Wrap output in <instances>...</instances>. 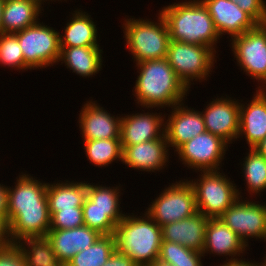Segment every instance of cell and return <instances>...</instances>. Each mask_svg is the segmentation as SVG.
<instances>
[{"label": "cell", "instance_id": "cell-1", "mask_svg": "<svg viewBox=\"0 0 266 266\" xmlns=\"http://www.w3.org/2000/svg\"><path fill=\"white\" fill-rule=\"evenodd\" d=\"M47 185L22 172L14 188H8V222L13 243L47 236L51 223Z\"/></svg>", "mask_w": 266, "mask_h": 266}, {"label": "cell", "instance_id": "cell-2", "mask_svg": "<svg viewBox=\"0 0 266 266\" xmlns=\"http://www.w3.org/2000/svg\"><path fill=\"white\" fill-rule=\"evenodd\" d=\"M136 66L139 76L135 82L134 96L138 105L146 109L172 108L184 101L189 88L177 76L167 58L145 60L136 63Z\"/></svg>", "mask_w": 266, "mask_h": 266}, {"label": "cell", "instance_id": "cell-3", "mask_svg": "<svg viewBox=\"0 0 266 266\" xmlns=\"http://www.w3.org/2000/svg\"><path fill=\"white\" fill-rule=\"evenodd\" d=\"M166 20L170 40L208 46L215 52L220 40L213 19L201 0H190L165 6L160 11Z\"/></svg>", "mask_w": 266, "mask_h": 266}, {"label": "cell", "instance_id": "cell-4", "mask_svg": "<svg viewBox=\"0 0 266 266\" xmlns=\"http://www.w3.org/2000/svg\"><path fill=\"white\" fill-rule=\"evenodd\" d=\"M144 213L140 218L126 213L114 232L116 249L137 266H150L158 260L162 242V227Z\"/></svg>", "mask_w": 266, "mask_h": 266}, {"label": "cell", "instance_id": "cell-5", "mask_svg": "<svg viewBox=\"0 0 266 266\" xmlns=\"http://www.w3.org/2000/svg\"><path fill=\"white\" fill-rule=\"evenodd\" d=\"M158 15L157 22L127 18L123 23L125 44L136 63L167 57L169 29L162 14L159 12Z\"/></svg>", "mask_w": 266, "mask_h": 266}, {"label": "cell", "instance_id": "cell-6", "mask_svg": "<svg viewBox=\"0 0 266 266\" xmlns=\"http://www.w3.org/2000/svg\"><path fill=\"white\" fill-rule=\"evenodd\" d=\"M200 173V179H191L189 182L195 193L197 211L205 217L219 218L239 197H243L225 173L219 170Z\"/></svg>", "mask_w": 266, "mask_h": 266}, {"label": "cell", "instance_id": "cell-7", "mask_svg": "<svg viewBox=\"0 0 266 266\" xmlns=\"http://www.w3.org/2000/svg\"><path fill=\"white\" fill-rule=\"evenodd\" d=\"M215 54L208 46L170 40L166 58L177 76L190 88L191 81H204L211 74L214 61L216 63Z\"/></svg>", "mask_w": 266, "mask_h": 266}, {"label": "cell", "instance_id": "cell-8", "mask_svg": "<svg viewBox=\"0 0 266 266\" xmlns=\"http://www.w3.org/2000/svg\"><path fill=\"white\" fill-rule=\"evenodd\" d=\"M14 34L18 38L25 63L31 69H43L59 62L60 32L52 27L38 20L30 27Z\"/></svg>", "mask_w": 266, "mask_h": 266}, {"label": "cell", "instance_id": "cell-9", "mask_svg": "<svg viewBox=\"0 0 266 266\" xmlns=\"http://www.w3.org/2000/svg\"><path fill=\"white\" fill-rule=\"evenodd\" d=\"M152 202L146 213L160 227L188 218L198 212L195 193L187 179L172 183Z\"/></svg>", "mask_w": 266, "mask_h": 266}, {"label": "cell", "instance_id": "cell-10", "mask_svg": "<svg viewBox=\"0 0 266 266\" xmlns=\"http://www.w3.org/2000/svg\"><path fill=\"white\" fill-rule=\"evenodd\" d=\"M228 143L208 131L197 135L177 150L180 161L188 168L200 171L220 170Z\"/></svg>", "mask_w": 266, "mask_h": 266}, {"label": "cell", "instance_id": "cell-11", "mask_svg": "<svg viewBox=\"0 0 266 266\" xmlns=\"http://www.w3.org/2000/svg\"><path fill=\"white\" fill-rule=\"evenodd\" d=\"M263 204L239 197L219 218L248 247L250 237L266 241V207Z\"/></svg>", "mask_w": 266, "mask_h": 266}, {"label": "cell", "instance_id": "cell-12", "mask_svg": "<svg viewBox=\"0 0 266 266\" xmlns=\"http://www.w3.org/2000/svg\"><path fill=\"white\" fill-rule=\"evenodd\" d=\"M231 41L237 64L251 79L260 82L266 76V24L258 25Z\"/></svg>", "mask_w": 266, "mask_h": 266}, {"label": "cell", "instance_id": "cell-13", "mask_svg": "<svg viewBox=\"0 0 266 266\" xmlns=\"http://www.w3.org/2000/svg\"><path fill=\"white\" fill-rule=\"evenodd\" d=\"M216 98L202 111L206 130L221 137L228 144L237 139L239 133L240 100L231 97ZM204 112V113H203Z\"/></svg>", "mask_w": 266, "mask_h": 266}, {"label": "cell", "instance_id": "cell-14", "mask_svg": "<svg viewBox=\"0 0 266 266\" xmlns=\"http://www.w3.org/2000/svg\"><path fill=\"white\" fill-rule=\"evenodd\" d=\"M213 19L215 28L222 37L224 33L231 39L246 31L255 29L259 24L231 0H201Z\"/></svg>", "mask_w": 266, "mask_h": 266}, {"label": "cell", "instance_id": "cell-15", "mask_svg": "<svg viewBox=\"0 0 266 266\" xmlns=\"http://www.w3.org/2000/svg\"><path fill=\"white\" fill-rule=\"evenodd\" d=\"M171 109L173 111L165 121V135L168 146L175 147V152L181 145L207 130L201 111L188 108L183 102Z\"/></svg>", "mask_w": 266, "mask_h": 266}, {"label": "cell", "instance_id": "cell-16", "mask_svg": "<svg viewBox=\"0 0 266 266\" xmlns=\"http://www.w3.org/2000/svg\"><path fill=\"white\" fill-rule=\"evenodd\" d=\"M121 116H111L97 102L87 101L79 114L82 140L120 139Z\"/></svg>", "mask_w": 266, "mask_h": 266}, {"label": "cell", "instance_id": "cell-17", "mask_svg": "<svg viewBox=\"0 0 266 266\" xmlns=\"http://www.w3.org/2000/svg\"><path fill=\"white\" fill-rule=\"evenodd\" d=\"M149 113L150 112H138L121 117V146L144 143L154 139H159L165 135L164 115L161 116L159 113Z\"/></svg>", "mask_w": 266, "mask_h": 266}, {"label": "cell", "instance_id": "cell-18", "mask_svg": "<svg viewBox=\"0 0 266 266\" xmlns=\"http://www.w3.org/2000/svg\"><path fill=\"white\" fill-rule=\"evenodd\" d=\"M168 150L167 138L164 135L148 142L122 146V160L120 162L133 169L155 172L167 166Z\"/></svg>", "mask_w": 266, "mask_h": 266}, {"label": "cell", "instance_id": "cell-19", "mask_svg": "<svg viewBox=\"0 0 266 266\" xmlns=\"http://www.w3.org/2000/svg\"><path fill=\"white\" fill-rule=\"evenodd\" d=\"M100 236L96 230L84 225L72 229H50L46 237L58 259L66 265L78 252L90 247Z\"/></svg>", "mask_w": 266, "mask_h": 266}, {"label": "cell", "instance_id": "cell-20", "mask_svg": "<svg viewBox=\"0 0 266 266\" xmlns=\"http://www.w3.org/2000/svg\"><path fill=\"white\" fill-rule=\"evenodd\" d=\"M209 217L197 212L193 216L162 226V241L178 243L202 252Z\"/></svg>", "mask_w": 266, "mask_h": 266}, {"label": "cell", "instance_id": "cell-21", "mask_svg": "<svg viewBox=\"0 0 266 266\" xmlns=\"http://www.w3.org/2000/svg\"><path fill=\"white\" fill-rule=\"evenodd\" d=\"M246 138L249 148H254L266 137V92L256 90L247 104L240 103L239 133Z\"/></svg>", "mask_w": 266, "mask_h": 266}, {"label": "cell", "instance_id": "cell-22", "mask_svg": "<svg viewBox=\"0 0 266 266\" xmlns=\"http://www.w3.org/2000/svg\"><path fill=\"white\" fill-rule=\"evenodd\" d=\"M246 244L234 233L220 218H209L205 234V253L224 256H231L228 260L238 259L246 250ZM209 251V252H208ZM236 257V258H234Z\"/></svg>", "mask_w": 266, "mask_h": 266}, {"label": "cell", "instance_id": "cell-23", "mask_svg": "<svg viewBox=\"0 0 266 266\" xmlns=\"http://www.w3.org/2000/svg\"><path fill=\"white\" fill-rule=\"evenodd\" d=\"M42 3L43 0H4L2 33H16L38 22Z\"/></svg>", "mask_w": 266, "mask_h": 266}, {"label": "cell", "instance_id": "cell-24", "mask_svg": "<svg viewBox=\"0 0 266 266\" xmlns=\"http://www.w3.org/2000/svg\"><path fill=\"white\" fill-rule=\"evenodd\" d=\"M59 62L82 77H92L102 69V49L91 47H60Z\"/></svg>", "mask_w": 266, "mask_h": 266}, {"label": "cell", "instance_id": "cell-25", "mask_svg": "<svg viewBox=\"0 0 266 266\" xmlns=\"http://www.w3.org/2000/svg\"><path fill=\"white\" fill-rule=\"evenodd\" d=\"M70 21L64 27V35L59 36L60 47H91L100 46L97 38V28L91 15L81 10H75Z\"/></svg>", "mask_w": 266, "mask_h": 266}, {"label": "cell", "instance_id": "cell-26", "mask_svg": "<svg viewBox=\"0 0 266 266\" xmlns=\"http://www.w3.org/2000/svg\"><path fill=\"white\" fill-rule=\"evenodd\" d=\"M85 182H70L65 180L64 183H48L47 199L49 212L82 208L87 196V182Z\"/></svg>", "mask_w": 266, "mask_h": 266}, {"label": "cell", "instance_id": "cell-27", "mask_svg": "<svg viewBox=\"0 0 266 266\" xmlns=\"http://www.w3.org/2000/svg\"><path fill=\"white\" fill-rule=\"evenodd\" d=\"M15 244L20 248L26 266H65L46 236L24 238Z\"/></svg>", "mask_w": 266, "mask_h": 266}, {"label": "cell", "instance_id": "cell-28", "mask_svg": "<svg viewBox=\"0 0 266 266\" xmlns=\"http://www.w3.org/2000/svg\"><path fill=\"white\" fill-rule=\"evenodd\" d=\"M115 250L114 234L101 235L90 247L78 252L65 266H103Z\"/></svg>", "mask_w": 266, "mask_h": 266}, {"label": "cell", "instance_id": "cell-29", "mask_svg": "<svg viewBox=\"0 0 266 266\" xmlns=\"http://www.w3.org/2000/svg\"><path fill=\"white\" fill-rule=\"evenodd\" d=\"M84 225L101 235H112L117 223L125 216L120 209L90 208L86 197L82 206Z\"/></svg>", "mask_w": 266, "mask_h": 266}, {"label": "cell", "instance_id": "cell-30", "mask_svg": "<svg viewBox=\"0 0 266 266\" xmlns=\"http://www.w3.org/2000/svg\"><path fill=\"white\" fill-rule=\"evenodd\" d=\"M84 149L90 163L98 167H106L115 160H122L120 139L85 140Z\"/></svg>", "mask_w": 266, "mask_h": 266}, {"label": "cell", "instance_id": "cell-31", "mask_svg": "<svg viewBox=\"0 0 266 266\" xmlns=\"http://www.w3.org/2000/svg\"><path fill=\"white\" fill-rule=\"evenodd\" d=\"M242 172L246 181V187L249 194H259L266 189V157L260 154L256 149L250 148L245 156Z\"/></svg>", "mask_w": 266, "mask_h": 266}, {"label": "cell", "instance_id": "cell-32", "mask_svg": "<svg viewBox=\"0 0 266 266\" xmlns=\"http://www.w3.org/2000/svg\"><path fill=\"white\" fill-rule=\"evenodd\" d=\"M205 255L178 243L162 241L158 260L173 266H203L201 258Z\"/></svg>", "mask_w": 266, "mask_h": 266}, {"label": "cell", "instance_id": "cell-33", "mask_svg": "<svg viewBox=\"0 0 266 266\" xmlns=\"http://www.w3.org/2000/svg\"><path fill=\"white\" fill-rule=\"evenodd\" d=\"M0 64L22 71L31 69L25 63L21 46L14 33H0Z\"/></svg>", "mask_w": 266, "mask_h": 266}, {"label": "cell", "instance_id": "cell-34", "mask_svg": "<svg viewBox=\"0 0 266 266\" xmlns=\"http://www.w3.org/2000/svg\"><path fill=\"white\" fill-rule=\"evenodd\" d=\"M119 191V186L112 188L87 183L86 197L90 200V208L121 209Z\"/></svg>", "mask_w": 266, "mask_h": 266}, {"label": "cell", "instance_id": "cell-35", "mask_svg": "<svg viewBox=\"0 0 266 266\" xmlns=\"http://www.w3.org/2000/svg\"><path fill=\"white\" fill-rule=\"evenodd\" d=\"M51 223L50 229H72L84 226L82 208H74V210H60L58 212H50Z\"/></svg>", "mask_w": 266, "mask_h": 266}, {"label": "cell", "instance_id": "cell-36", "mask_svg": "<svg viewBox=\"0 0 266 266\" xmlns=\"http://www.w3.org/2000/svg\"><path fill=\"white\" fill-rule=\"evenodd\" d=\"M242 11L248 13L259 25L266 24V2L264 0H231Z\"/></svg>", "mask_w": 266, "mask_h": 266}, {"label": "cell", "instance_id": "cell-37", "mask_svg": "<svg viewBox=\"0 0 266 266\" xmlns=\"http://www.w3.org/2000/svg\"><path fill=\"white\" fill-rule=\"evenodd\" d=\"M0 266H26L24 256L15 243L0 248Z\"/></svg>", "mask_w": 266, "mask_h": 266}, {"label": "cell", "instance_id": "cell-38", "mask_svg": "<svg viewBox=\"0 0 266 266\" xmlns=\"http://www.w3.org/2000/svg\"><path fill=\"white\" fill-rule=\"evenodd\" d=\"M103 266H137L133 260L119 252L117 249L112 253L107 262Z\"/></svg>", "mask_w": 266, "mask_h": 266}, {"label": "cell", "instance_id": "cell-39", "mask_svg": "<svg viewBox=\"0 0 266 266\" xmlns=\"http://www.w3.org/2000/svg\"><path fill=\"white\" fill-rule=\"evenodd\" d=\"M8 219L0 214V248L12 245Z\"/></svg>", "mask_w": 266, "mask_h": 266}, {"label": "cell", "instance_id": "cell-40", "mask_svg": "<svg viewBox=\"0 0 266 266\" xmlns=\"http://www.w3.org/2000/svg\"><path fill=\"white\" fill-rule=\"evenodd\" d=\"M0 214L8 219V186L0 184Z\"/></svg>", "mask_w": 266, "mask_h": 266}, {"label": "cell", "instance_id": "cell-41", "mask_svg": "<svg viewBox=\"0 0 266 266\" xmlns=\"http://www.w3.org/2000/svg\"><path fill=\"white\" fill-rule=\"evenodd\" d=\"M245 259H235V260H227L225 263H223L220 266H261V263H255V262H251L250 261H244Z\"/></svg>", "mask_w": 266, "mask_h": 266}, {"label": "cell", "instance_id": "cell-42", "mask_svg": "<svg viewBox=\"0 0 266 266\" xmlns=\"http://www.w3.org/2000/svg\"><path fill=\"white\" fill-rule=\"evenodd\" d=\"M260 154H262L264 157H266V137L260 141L255 147Z\"/></svg>", "mask_w": 266, "mask_h": 266}, {"label": "cell", "instance_id": "cell-43", "mask_svg": "<svg viewBox=\"0 0 266 266\" xmlns=\"http://www.w3.org/2000/svg\"><path fill=\"white\" fill-rule=\"evenodd\" d=\"M4 0H0V33H2V14H3Z\"/></svg>", "mask_w": 266, "mask_h": 266}, {"label": "cell", "instance_id": "cell-44", "mask_svg": "<svg viewBox=\"0 0 266 266\" xmlns=\"http://www.w3.org/2000/svg\"><path fill=\"white\" fill-rule=\"evenodd\" d=\"M150 266H173L172 264L163 262L161 260H156L152 265Z\"/></svg>", "mask_w": 266, "mask_h": 266}, {"label": "cell", "instance_id": "cell-45", "mask_svg": "<svg viewBox=\"0 0 266 266\" xmlns=\"http://www.w3.org/2000/svg\"><path fill=\"white\" fill-rule=\"evenodd\" d=\"M260 82H262V85L261 87L260 86L258 87V91L266 92V85H263V84H266V76Z\"/></svg>", "mask_w": 266, "mask_h": 266}, {"label": "cell", "instance_id": "cell-46", "mask_svg": "<svg viewBox=\"0 0 266 266\" xmlns=\"http://www.w3.org/2000/svg\"><path fill=\"white\" fill-rule=\"evenodd\" d=\"M266 256V255H265ZM261 266H266V257L264 259V262H261Z\"/></svg>", "mask_w": 266, "mask_h": 266}]
</instances>
